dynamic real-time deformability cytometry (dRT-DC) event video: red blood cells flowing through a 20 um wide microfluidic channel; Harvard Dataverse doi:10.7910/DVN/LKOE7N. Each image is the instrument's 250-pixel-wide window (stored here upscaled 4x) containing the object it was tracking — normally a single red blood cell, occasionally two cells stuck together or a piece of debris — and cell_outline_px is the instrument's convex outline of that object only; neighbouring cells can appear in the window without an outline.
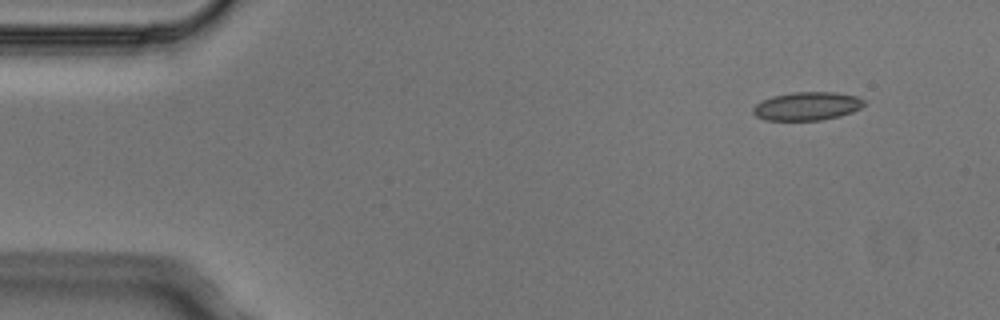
{"species": "Egyptian fruit bat (a non-hibernating species)", "species_latin": "Rousettus aegyptiacus", "temperature_condition": "cold", "stored_images_in_passage": 5, "camera_frame_rate_fps": 3000, "um_per_image_px": 0.085, "animal": {"sex": "male"}, "frame": {"image": 1, "passage_image": 2, "time_ms": 0.333, "image_size_px": [1000, 320], "cell_outline_px": [[868, 104], [852, 112], [840, 116], [824, 120], [764, 120], [756, 116], [752, 112], [752, 108], [756, 104], [772, 96], [792, 92], [836, 92], [856, 96], [864, 100]], "centroid_in_image_um": [68.62, 9.02], "position_along_channel_um": 16.4, "area_um2": 18.5}}
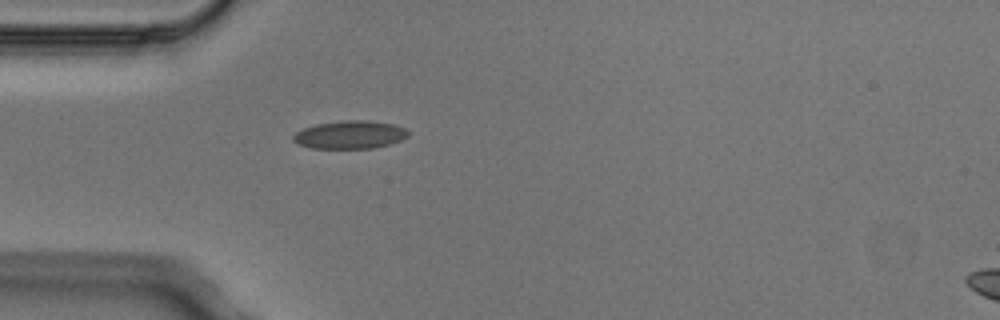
{"frame": {"image": 2, "passage_image": 5, "time_ms": 1.333, "image_size_px": [1000, 320], "cell_outline_px": [[408, 136], [400, 140], [376, 148], [312, 148], [296, 144], [292, 140], [292, 136], [296, 132], [304, 128], [316, 124], [344, 120], [364, 120], [392, 124], [404, 128], [408, 132]], "centroid_in_image_um": [29.7, 11.46], "position_along_channel_um": 55.3, "area_um2": 18.67}}